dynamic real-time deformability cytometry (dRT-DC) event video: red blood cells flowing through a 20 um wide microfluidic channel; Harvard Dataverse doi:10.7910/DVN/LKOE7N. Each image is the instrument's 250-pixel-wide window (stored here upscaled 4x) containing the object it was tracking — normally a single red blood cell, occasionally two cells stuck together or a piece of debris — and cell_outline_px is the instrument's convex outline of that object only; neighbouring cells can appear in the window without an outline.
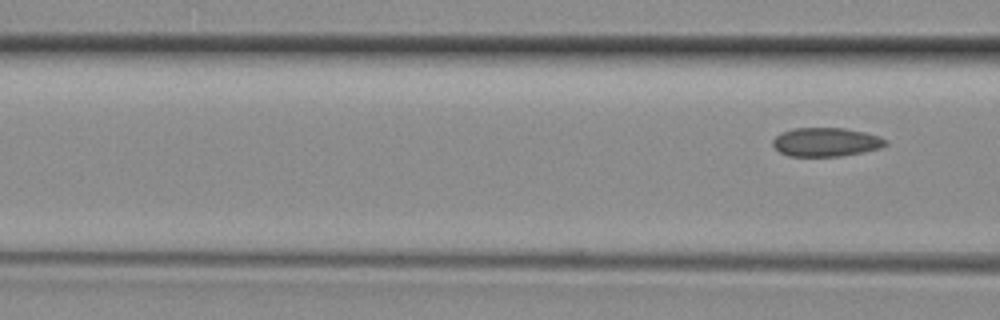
{"species": "common noctule bat (a hibernating species)", "species_latin": "Nyctalus noctula", "temperature_condition": "room temperature", "stored_images_in_passage": 6, "segment_of_instrument_passage": [2, 2], "camera_frame_rate_fps": 3000, "um_per_image_px": 0.085, "animal": {"sex": "female", "body_mass_g": 29.2, "forearm_length_mm": 56.3}, "frame": {"image": 1, "passage_image": 6, "time_ms": 1.667, "image_size_px": [1000, 320], "cell_outline_px": [[888, 144], [880, 148], [840, 156], [788, 156], [780, 152], [772, 144], [772, 140], [780, 132], [792, 128], [844, 128], [864, 132], [880, 136], [888, 140]], "centroid_in_image_um": [70.2, 12.06], "position_along_channel_um": 96.4, "area_um2": 18.96}}